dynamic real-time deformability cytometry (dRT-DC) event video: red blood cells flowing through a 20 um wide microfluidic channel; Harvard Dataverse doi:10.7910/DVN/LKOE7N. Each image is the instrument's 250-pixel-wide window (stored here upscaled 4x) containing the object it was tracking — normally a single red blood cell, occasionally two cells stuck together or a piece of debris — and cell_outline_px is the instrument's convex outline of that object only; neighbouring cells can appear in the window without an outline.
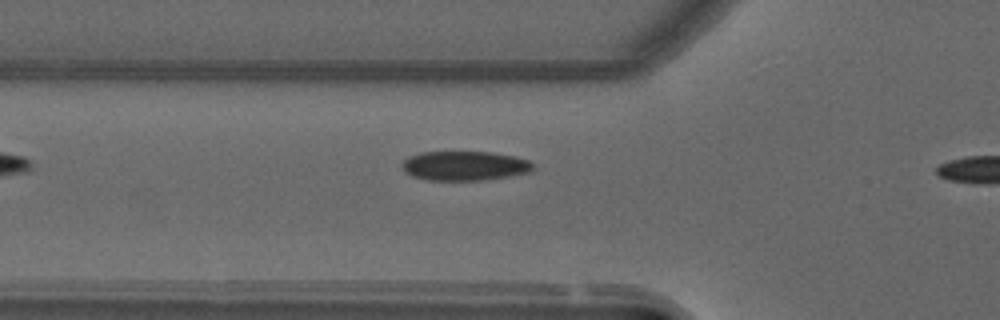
{"species": "common noctule bat (a hibernating species)", "species_latin": "Nyctalus noctula", "temperature_condition": "warm", "stored_images_in_passage": 6, "camera_frame_rate_fps": 3000, "um_per_image_px": 0.085, "animal": {"sex": "male", "forearm_length_mm": 52.5}, "frame": {"image": 1, "passage_image": 4, "time_ms": 1.0, "image_size_px": [1000, 320], "cell_outline_px": [[536, 168], [532, 172], [484, 180], [428, 180], [412, 176], [404, 172], [400, 164], [408, 156], [420, 152], [492, 152], [516, 156], [528, 160]], "centroid_in_image_um": [39.49, 14.09], "position_along_channel_um": 86.3, "area_um2": 22.72}}